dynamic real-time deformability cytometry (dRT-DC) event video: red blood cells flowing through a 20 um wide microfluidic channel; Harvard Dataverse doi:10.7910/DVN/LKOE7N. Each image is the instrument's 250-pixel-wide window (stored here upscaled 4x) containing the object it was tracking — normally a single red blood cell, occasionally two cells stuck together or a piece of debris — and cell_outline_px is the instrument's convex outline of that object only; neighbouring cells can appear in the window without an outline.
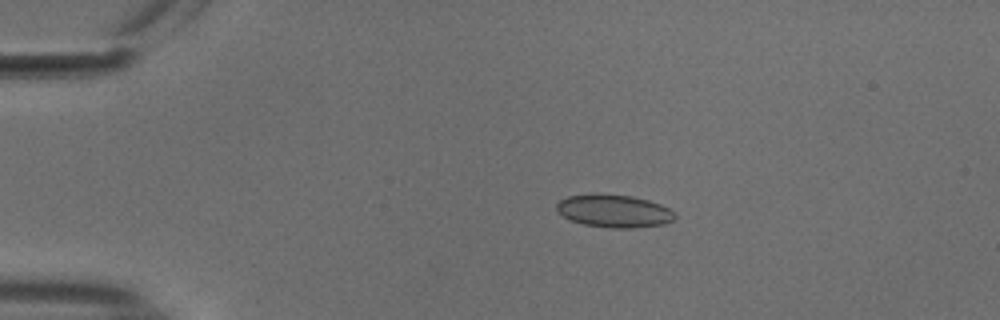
{"species": "common noctule bat (a hibernating species)", "species_latin": "Nyctalus noctula", "temperature_condition": "cold", "stored_images_in_passage": 48, "camera_frame_rate_fps": 3000, "um_per_image_px": 0.085, "animal": {"sex": "male", "body_mass_g": 18.8}, "frame": {"image": 1, "passage_image": 5, "time_ms": 1.333, "image_size_px": [1000, 320], "cell_outline_px": [[676, 216], [672, 220], [664, 224], [632, 228], [612, 228], [584, 224], [568, 220], [556, 212], [556, 204], [560, 200], [568, 196], [592, 192], [596, 192], [632, 196], [648, 200], [660, 204], [668, 208]], "centroid_in_image_um": [52.12, 17.91], "position_along_channel_um": 32.9, "area_um2": 22.95}}
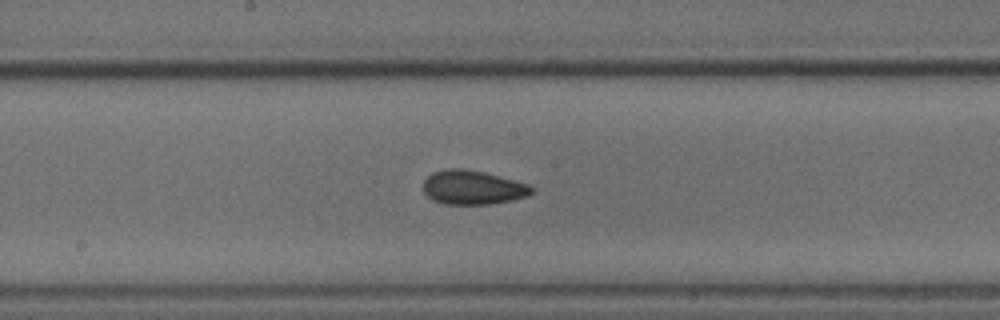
{"frame": {"image": 2, "passage_image": 23, "time_ms": 7.333, "image_size_px": [1000, 320], "cell_outline_px": [[536, 188], [528, 196], [512, 200], [488, 204], [444, 204], [432, 200], [424, 192], [424, 180], [432, 172], [444, 168], [464, 168], [484, 172], [528, 184]], "centroid_in_image_um": [40.17, 15.93], "position_along_channel_um": 208.0, "area_um2": 21.62}}
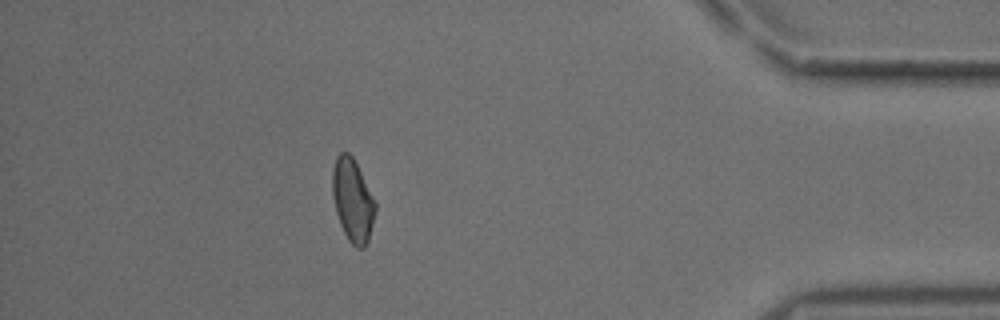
{"frame": {"image": 3, "passage_image": 42, "time_ms": 13.667, "image_size_px": [1000, 320], "cell_outline_px": [[376, 208], [368, 240], [364, 248], [356, 248], [348, 240], [340, 224], [336, 212], [332, 196], [332, 172], [336, 156], [340, 152], [348, 152], [352, 156], [376, 204]], "centroid_in_image_um": [29.95, 17.03], "position_along_channel_um": 405.3, "area_um2": 20.4}, "authors_computed_cell_mechanics": {"area_um2": 21.2704, "velocity_mm_per_s": 3.7687, "shape_relaxation_time_tau1_ms": 7.6602, "shape_relaxation_time_tau2_ms": 2.7668, "deformation_change_tau1": 0.1306, "deformation_change_tau2": 0.0768}}